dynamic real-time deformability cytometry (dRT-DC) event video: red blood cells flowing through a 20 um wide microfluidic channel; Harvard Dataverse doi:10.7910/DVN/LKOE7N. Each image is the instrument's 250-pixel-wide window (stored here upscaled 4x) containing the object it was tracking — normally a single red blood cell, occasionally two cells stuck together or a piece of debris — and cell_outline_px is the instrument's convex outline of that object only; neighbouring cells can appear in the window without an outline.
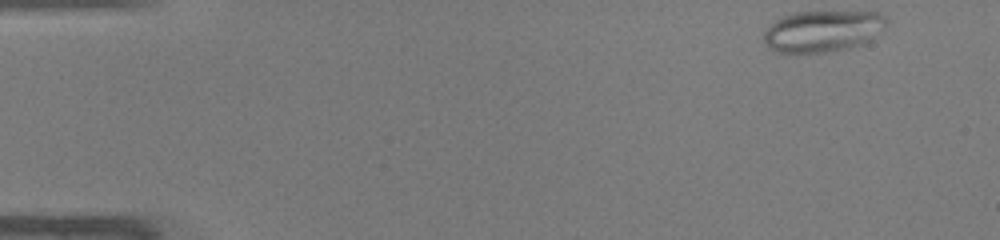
{"species": "common noctule bat (a hibernating species)", "species_latin": "Nyctalus noctula", "temperature_condition": "warm", "stored_images_in_passage": 44, "camera_frame_rate_fps": 3000, "um_per_image_px": 0.085, "animal": {"sex": "male", "body_mass_g": 19.0, "forearm_length_mm": 50.8}, "frame": {"image": 1, "passage_image": 1, "time_ms": 0.0, "image_size_px": [1000, 240], "cell_outline_px": [[888, 20], [884, 28], [864, 44], [848, 48], [824, 52], [776, 52], [768, 48], [764, 44], [764, 28], [780, 16], [792, 12], [880, 12], [888, 16]], "centroid_in_image_um": [69.9, 2.63], "position_along_channel_um": 15.1, "area_um2": 29.94}}
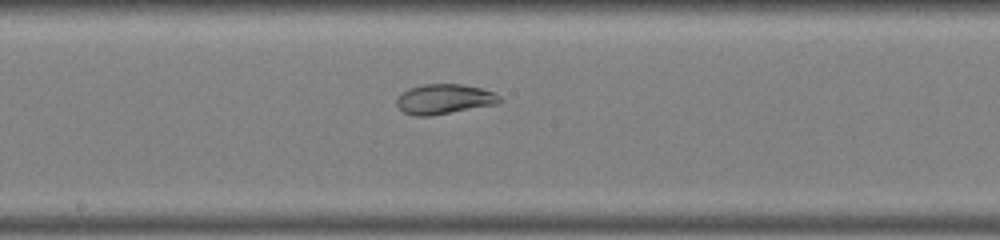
{"frame": {"image": 2, "passage_image": 23, "time_ms": 7.333, "image_size_px": [1000, 240], "cell_outline_px": [[504, 100], [500, 104], [428, 116], [416, 116], [404, 112], [396, 104], [396, 100], [400, 92], [408, 88], [424, 84], [464, 84], [480, 88], [492, 92], [500, 96]], "centroid_in_image_um": [37.78, 8.42], "position_along_channel_um": 210.4, "area_um2": 18.15}}
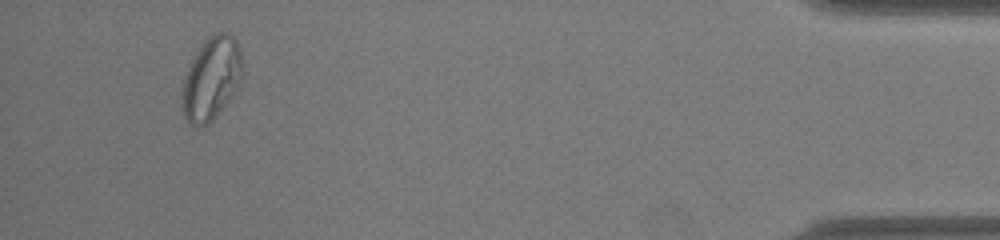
{"frame": {"image": 3, "passage_image": 42, "time_ms": 13.667, "image_size_px": [1000, 240], "cell_outline_px": [[244, 72], [240, 84], [228, 100], [212, 120], [196, 128], [184, 116], [180, 108], [180, 92], [184, 76], [192, 56], [204, 40], [208, 36], [216, 32], [228, 32], [236, 40], [240, 48]], "centroid_in_image_um": [17.94, 6.64], "position_along_channel_um": 417.3, "area_um2": 29.77}, "authors_computed_cell_mechanics": {"area_um2": 25.3164, "velocity_mm_per_s": 4.2842, "shape_relaxation_time_tau1_ms": null, "shape_relaxation_time_tau2_ms": 0.8349, "deformation_change_tau1": null, "deformation_change_tau2": 0.0437}}